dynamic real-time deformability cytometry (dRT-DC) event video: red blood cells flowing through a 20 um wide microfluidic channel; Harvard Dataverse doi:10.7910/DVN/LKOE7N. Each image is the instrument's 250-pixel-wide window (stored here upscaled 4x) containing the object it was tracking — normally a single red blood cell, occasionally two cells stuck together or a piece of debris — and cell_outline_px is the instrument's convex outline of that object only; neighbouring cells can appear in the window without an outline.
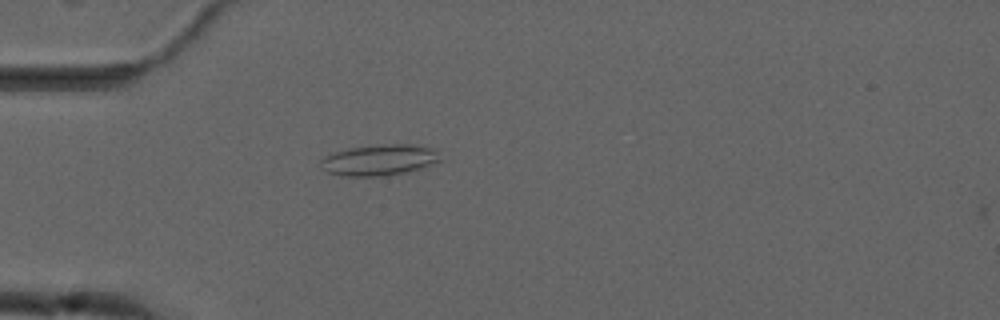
{"species": "common noctule bat (a hibernating species)", "species_latin": "Nyctalus noctula", "temperature_condition": "cold", "stored_images_in_passage": 55, "camera_frame_rate_fps": 3000, "um_per_image_px": 0.085, "animal": {"sex": "male", "forearm_length_mm": 52.5}, "frame": {"image": 1, "passage_image": 16, "time_ms": 5.0, "image_size_px": [1000, 320], "cell_outline_px": [[444, 160], [408, 172], [388, 176], [344, 176], [328, 172], [320, 168], [320, 160], [324, 156], [336, 152], [352, 148], [376, 144], [412, 144], [436, 148]], "centroid_in_image_um": [32.3, 13.6], "position_along_channel_um": 52.7, "area_um2": 21.96}}
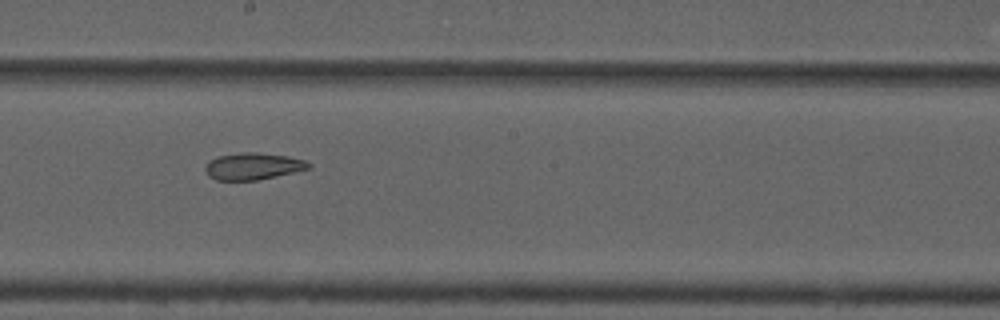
{"frame": {"image": 2, "passage_image": 31, "time_ms": 10.0, "image_size_px": [1000, 320], "cell_outline_px": [[312, 168], [276, 176], [256, 180], [216, 180], [208, 176], [204, 168], [208, 160], [220, 156], [240, 152], [256, 152], [288, 156], [304, 160], [312, 164]], "centroid_in_image_um": [21.5, 14.13], "position_along_channel_um": 226.7, "area_um2": 16.24}}
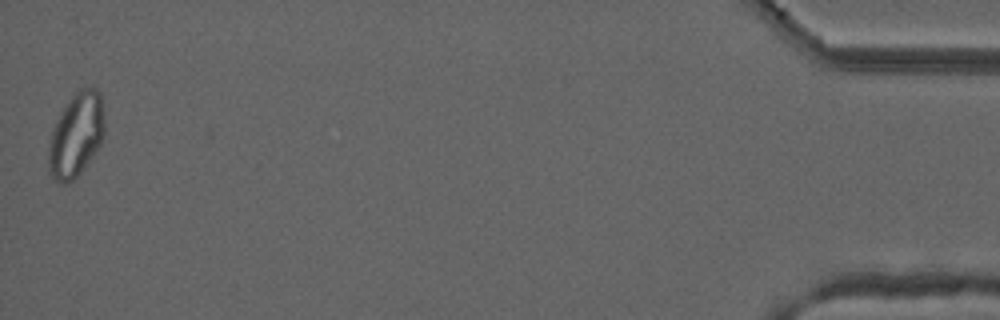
{"frame": {"image": 3, "passage_image": 55, "time_ms": 18.0, "image_size_px": [1000, 320], "cell_outline_px": [[104, 136], [100, 144], [92, 156], [80, 172], [68, 184], [60, 184], [52, 180], [48, 172], [48, 144], [52, 128], [60, 112], [68, 100], [80, 88], [96, 88], [100, 92], [104, 104]], "centroid_in_image_um": [6.45, 11.48], "position_along_channel_um": 428.7, "area_um2": 27.86}, "authors_computed_cell_mechanics": {"area_um2": 21.964, "velocity_mm_per_s": 3.6881, "shape_relaxation_time_tau1_ms": null, "shape_relaxation_time_tau2_ms": 3.2529, "deformation_change_tau1": null, "deformation_change_tau2": 0.1}}